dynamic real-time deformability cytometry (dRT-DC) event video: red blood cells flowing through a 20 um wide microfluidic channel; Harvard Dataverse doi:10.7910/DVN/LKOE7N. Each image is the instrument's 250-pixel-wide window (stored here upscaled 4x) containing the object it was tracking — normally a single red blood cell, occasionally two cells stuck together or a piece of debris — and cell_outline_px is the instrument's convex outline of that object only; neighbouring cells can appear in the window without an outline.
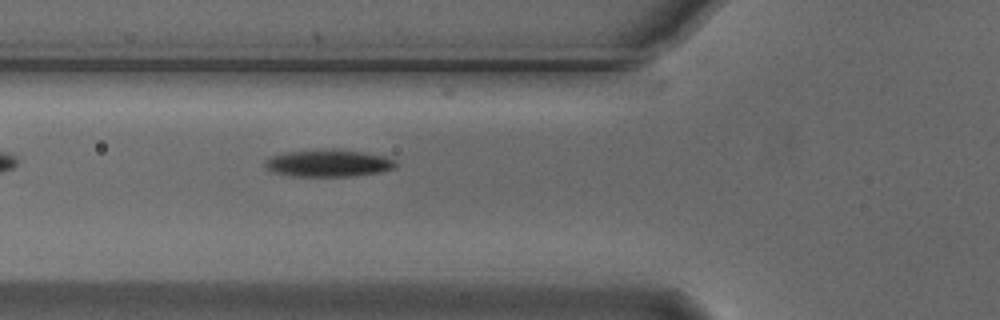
{"species": "Egyptian fruit bat (a non-hibernating species)", "species_latin": "Rousettus aegyptiacus", "temperature_condition": "cold", "stored_images_in_passage": 38, "camera_frame_rate_fps": 3000, "um_per_image_px": 0.085, "animal": {"sex": "male"}, "frame": {"image": 1, "passage_image": 2, "time_ms": 0.333, "image_size_px": [1000, 320], "cell_outline_px": [[396, 164], [392, 168], [380, 172], [356, 176], [292, 176], [272, 172], [264, 168], [264, 160], [272, 156], [288, 152], [324, 148], [332, 148], [360, 152], [384, 156], [396, 160]], "centroid_in_image_um": [27.87, 13.87], "position_along_channel_um": 97.9, "area_um2": 20.81}}
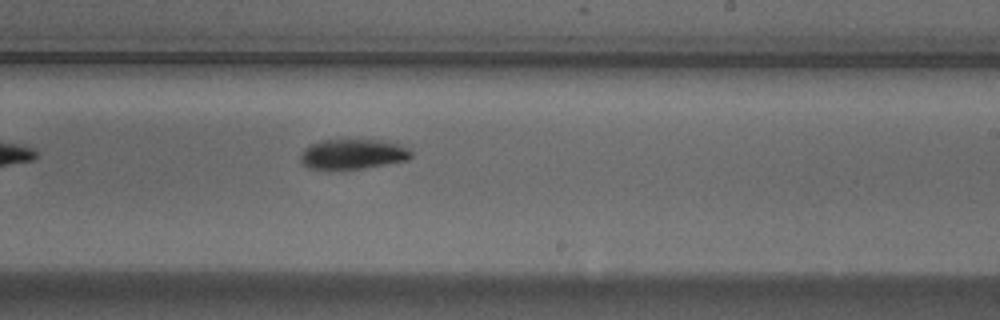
{"frame": {"image": 2, "passage_image": 15, "time_ms": 4.667, "image_size_px": [1000, 320], "cell_outline_px": [[412, 156], [408, 160], [364, 168], [308, 168], [300, 160], [300, 156], [304, 148], [320, 140], [380, 140], [400, 144], [412, 152]], "centroid_in_image_um": [30.01, 13.08], "position_along_channel_um": 259.0, "area_um2": 19.07}}
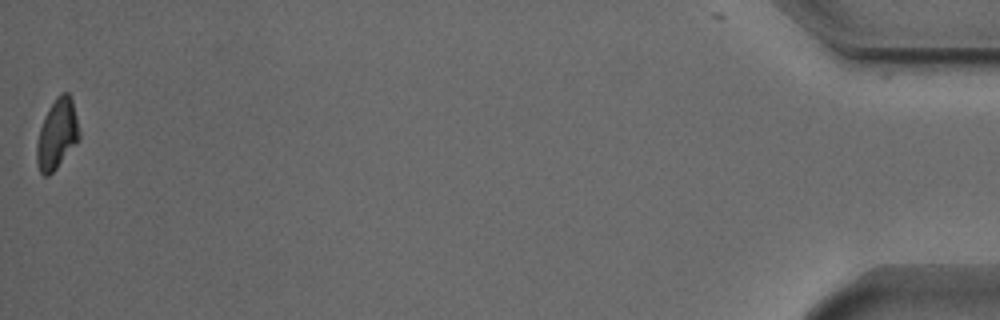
{"frame": {"image": 3, "passage_image": 37, "time_ms": 12.0, "image_size_px": [1000, 320], "cell_outline_px": [[80, 136], [56, 168], [48, 176], [44, 176], [40, 172], [36, 160], [36, 144], [40, 128], [44, 116], [56, 96], [60, 92], [68, 92], [72, 100], [80, 132]], "centroid_in_image_um": [4.82, 11.37], "position_along_channel_um": 430.4, "area_um2": 17.05}}